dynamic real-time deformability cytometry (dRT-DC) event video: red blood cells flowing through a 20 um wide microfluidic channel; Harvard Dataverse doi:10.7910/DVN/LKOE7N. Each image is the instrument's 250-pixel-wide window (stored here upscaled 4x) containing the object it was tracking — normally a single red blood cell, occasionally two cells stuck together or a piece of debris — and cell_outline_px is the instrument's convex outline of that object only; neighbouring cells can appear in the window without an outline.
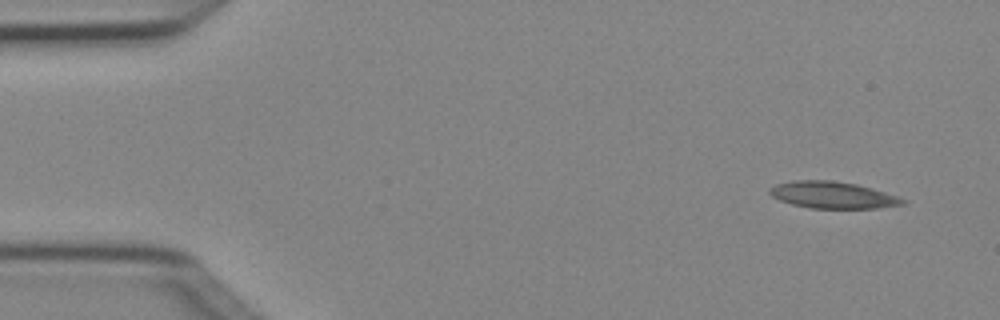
{"species": "Egyptian fruit bat (a non-hibernating species)", "species_latin": "Rousettus aegyptiacus", "temperature_condition": "cold", "stored_images_in_passage": 4, "camera_frame_rate_fps": 3000, "um_per_image_px": 0.085, "animal": {"sex": "female"}, "frame": {"image": 1, "passage_image": 1, "time_ms": 0.0, "image_size_px": [1000, 320], "cell_outline_px": [[908, 200], [904, 204], [876, 208], [812, 208], [792, 204], [780, 200], [772, 196], [768, 192], [768, 188], [776, 184], [792, 180], [832, 180], [856, 184], [872, 188]], "centroid_in_image_um": [70.75, 16.57], "position_along_channel_um": 14.3, "area_um2": 20.69}}
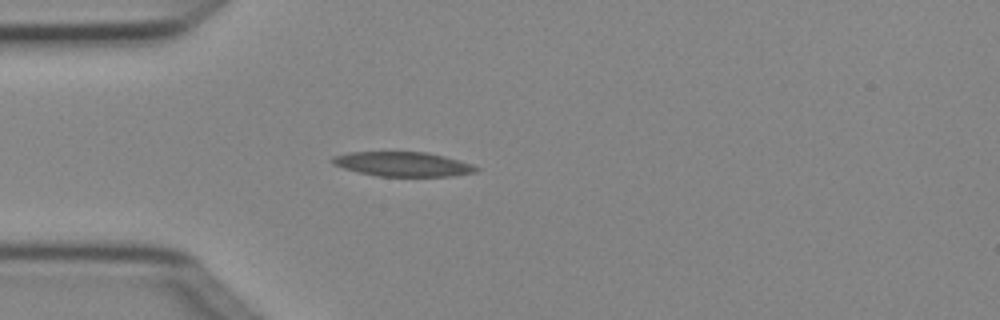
{"frame": {"image": 2, "passage_image": 4, "time_ms": 1.0, "image_size_px": [1000, 320], "cell_outline_px": [[480, 168], [476, 172], [452, 176], [376, 176], [344, 168], [332, 164], [332, 156], [348, 152], [428, 152], [460, 160], [472, 164]], "centroid_in_image_um": [34.26, 13.95], "position_along_channel_um": 50.7, "area_um2": 20.52}}